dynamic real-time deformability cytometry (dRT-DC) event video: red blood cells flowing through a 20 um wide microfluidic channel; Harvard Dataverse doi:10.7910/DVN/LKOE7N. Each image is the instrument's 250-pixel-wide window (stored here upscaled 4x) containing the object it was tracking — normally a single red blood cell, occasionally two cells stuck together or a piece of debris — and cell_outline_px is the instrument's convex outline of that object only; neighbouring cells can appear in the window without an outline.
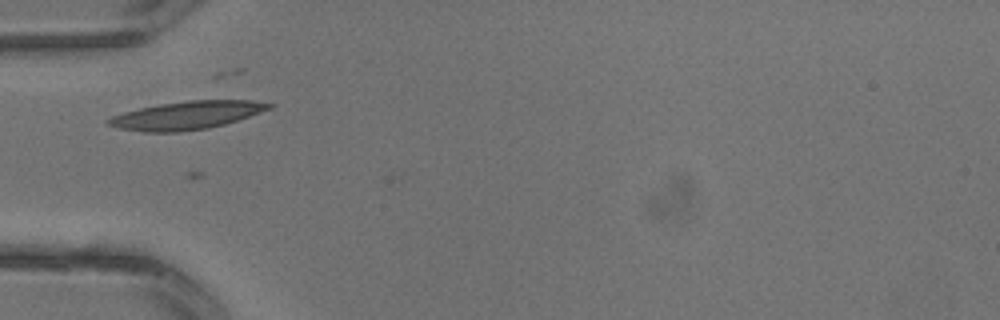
{"species": "common noctule bat (a hibernating species)", "species_latin": "Nyctalus noctula", "temperature_condition": "warm", "stored_images_in_passage": 2, "camera_frame_rate_fps": 3000, "um_per_image_px": 0.085, "animal": {"sex": "male", "body_mass_g": 13.3}, "frame": {"image": 1, "passage_image": 2, "time_ms": 0.333, "image_size_px": [1000, 320], "cell_outline_px": [[276, 104], [272, 108], [224, 124], [208, 128], [180, 132], [144, 132], [120, 128], [108, 124], [104, 120], [112, 116], [124, 112], [140, 108], [160, 104], [188, 100], [252, 100]], "centroid_in_image_um": [15.87, 9.8], "position_along_channel_um": 69.1, "area_um2": 26.18}}